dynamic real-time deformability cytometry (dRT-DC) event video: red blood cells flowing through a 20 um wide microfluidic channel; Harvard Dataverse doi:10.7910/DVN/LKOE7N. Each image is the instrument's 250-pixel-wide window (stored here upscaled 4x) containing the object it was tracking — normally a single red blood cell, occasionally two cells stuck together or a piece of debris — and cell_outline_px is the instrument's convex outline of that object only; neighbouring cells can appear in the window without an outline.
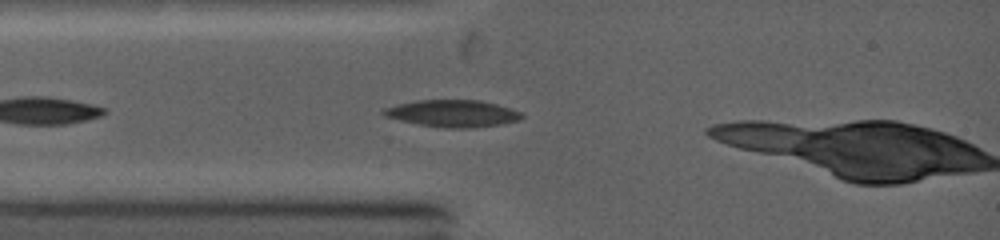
{"species": "common noctule bat (a hibernating species)", "species_latin": "Nyctalus noctula", "temperature_condition": "warm", "stored_images_in_passage": 13, "camera_frame_rate_fps": 5000, "um_per_image_px": 0.085, "animal": {"sex": "female", "body_mass_g": 19.0, "forearm_length_mm": 53.3}, "frame": {"image": 1, "passage_image": 6, "time_ms": 1.0, "image_size_px": [1000, 240], "cell_outline_px": [[524, 116], [520, 120], [500, 124], [472, 128], [444, 128], [420, 124], [400, 120], [384, 116], [380, 112], [384, 108], [400, 104], [420, 100], [476, 100], [496, 104], [512, 108], [520, 112]], "centroid_in_image_um": [38.5, 9.65], "position_along_channel_um": 46.5, "area_um2": 21.56}}